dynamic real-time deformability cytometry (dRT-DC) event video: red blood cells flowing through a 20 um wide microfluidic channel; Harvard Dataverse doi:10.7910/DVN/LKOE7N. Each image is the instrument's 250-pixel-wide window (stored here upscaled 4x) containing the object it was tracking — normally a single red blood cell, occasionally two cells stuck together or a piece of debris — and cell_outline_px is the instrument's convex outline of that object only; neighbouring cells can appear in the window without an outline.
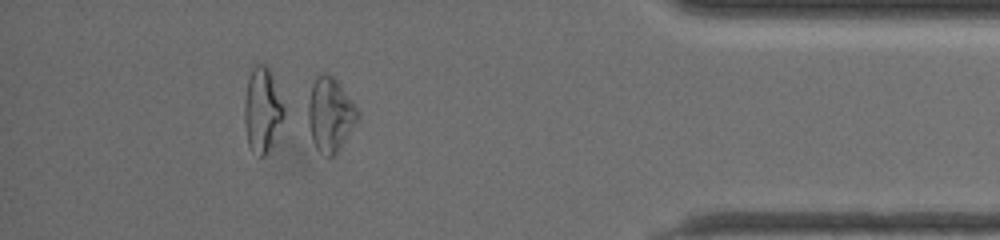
{"species": "common noctule bat (a hibernating species)", "species_latin": "Nyctalus noctula", "temperature_condition": "warm", "stored_images_in_passage": 62, "segment_of_instrument_passage": [2, 2], "camera_frame_rate_fps": 3000, "um_per_image_px": 0.085, "animal": {"sex": "female", "body_mass_g": 19.5, "forearm_length_mm": 54.1}, "frame": {"image": 1, "passage_image": 57, "time_ms": 18.667, "image_size_px": [1000, 240], "cell_outline_px": [[360, 116], [340, 148], [332, 156], [324, 156], [316, 148], [312, 140], [308, 120], [308, 104], [312, 84], [316, 76], [320, 72], [324, 72], [332, 76], [336, 80], [360, 112]], "centroid_in_image_um": [28.06, 9.73], "position_along_channel_um": 407.1, "area_um2": 21.15}}